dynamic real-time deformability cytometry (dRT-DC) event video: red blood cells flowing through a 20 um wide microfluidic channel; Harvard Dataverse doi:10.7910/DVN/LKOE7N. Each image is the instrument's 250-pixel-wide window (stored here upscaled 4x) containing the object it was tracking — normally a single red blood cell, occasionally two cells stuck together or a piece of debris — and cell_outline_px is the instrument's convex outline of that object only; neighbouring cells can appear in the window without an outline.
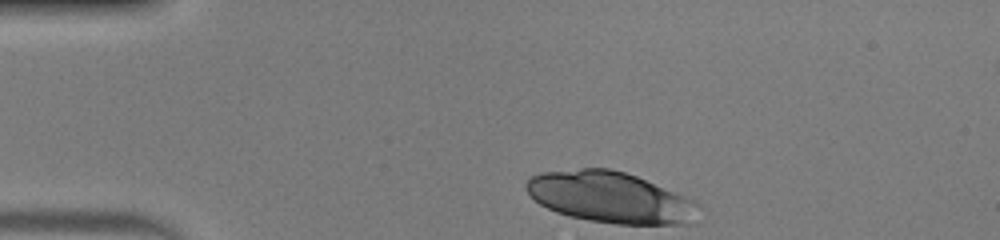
{"species": "human", "species_latin": "Homo sapiens", "temperature_condition": "warm", "stored_images_in_passage": 33, "camera_frame_rate_fps": 3000, "um_per_image_px": 0.085, "donor": {"sex": "male"}, "frame": {"image": 1, "passage_image": 1, "time_ms": 0.0, "image_size_px": [1000, 240], "cell_outline_px": [[700, 208], [696, 224], [616, 224], [588, 220], [568, 216], [556, 212], [540, 204], [528, 192], [528, 180], [532, 176], [540, 172], [580, 168], [608, 168], [624, 172], [636, 176], [684, 196], [700, 204]], "centroid_in_image_um": [51.93, 16.79], "position_along_channel_um": 33.1, "area_um2": 51.21}}
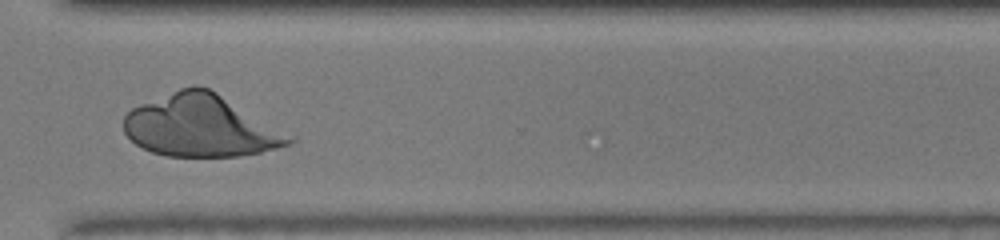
{"frame": {"image": 2, "passage_image": 29, "time_ms": 9.333, "image_size_px": [1000, 240], "cell_outline_px": [[296, 140], [292, 144], [260, 152], [240, 156], [168, 156], [152, 152], [136, 144], [124, 132], [124, 116], [132, 108], [140, 104], [180, 88], [192, 84], [196, 84], [208, 88], [216, 92], [296, 136]], "centroid_in_image_um": [17.11, 10.7], "position_along_channel_um": 353.5, "area_um2": 59.82}}
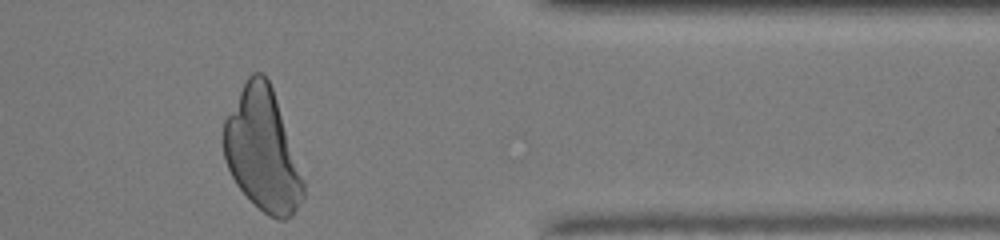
{"frame": {"image": 3, "passage_image": 33, "time_ms": 10.667, "image_size_px": [1000, 240], "cell_outline_px": [[304, 196], [292, 216], [284, 220], [276, 220], [268, 216], [236, 184], [224, 160], [224, 120], [248, 76], [252, 72], [264, 72], [272, 88], [304, 180]], "centroid_in_image_um": [22.31, 12.78], "position_along_channel_um": 389.1, "area_um2": 55.95}}